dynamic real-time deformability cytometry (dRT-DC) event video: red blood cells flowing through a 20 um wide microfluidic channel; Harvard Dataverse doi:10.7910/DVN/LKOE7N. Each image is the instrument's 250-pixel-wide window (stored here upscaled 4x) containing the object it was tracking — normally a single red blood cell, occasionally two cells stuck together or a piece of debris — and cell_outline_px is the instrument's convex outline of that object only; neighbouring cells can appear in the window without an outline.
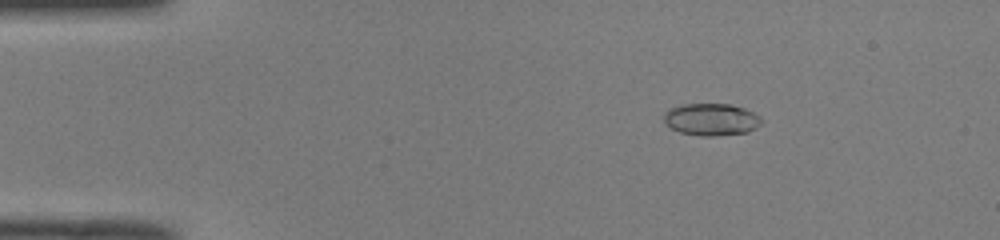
{"species": "common noctule bat (a hibernating species)", "species_latin": "Nyctalus noctula", "temperature_condition": "room temperature", "stored_images_in_passage": 51, "camera_frame_rate_fps": 3000, "um_per_image_px": 0.085, "animal": {"sex": "male", "body_mass_g": 19.0, "forearm_length_mm": 50.8}, "frame": {"image": 1, "passage_image": 8, "time_ms": 2.333, "image_size_px": [1000, 240], "cell_outline_px": [[764, 120], [760, 124], [748, 132], [716, 136], [700, 136], [680, 132], [664, 124], [664, 112], [668, 108], [680, 104], [732, 104], [744, 108], [760, 116]], "centroid_in_image_um": [60.44, 10.15], "position_along_channel_um": 24.6, "area_um2": 18.5}}
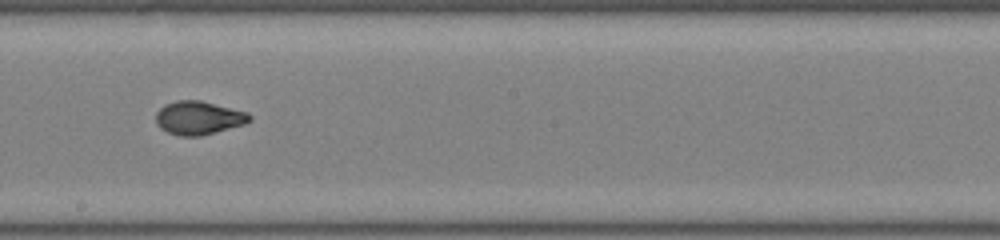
{"frame": {"image": 2, "passage_image": 29, "time_ms": 9.333, "image_size_px": [1000, 240], "cell_outline_px": [[252, 120], [244, 124], [200, 136], [180, 136], [168, 132], [160, 128], [156, 124], [156, 112], [164, 104], [176, 100], [200, 100], [248, 112], [252, 116]], "centroid_in_image_um": [16.87, 10.01], "position_along_channel_um": 231.3, "area_um2": 18.32}}
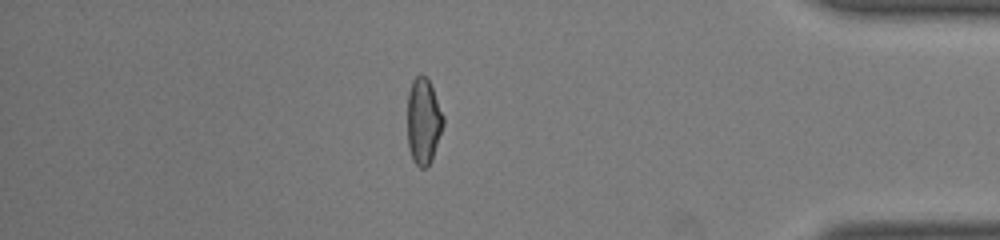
{"frame": {"image": 3, "passage_image": 44, "time_ms": 14.333, "image_size_px": [1000, 240], "cell_outline_px": [[444, 124], [432, 160], [424, 168], [420, 168], [412, 160], [408, 148], [408, 92], [412, 80], [420, 72], [428, 80], [432, 88], [444, 116]], "centroid_in_image_um": [35.99, 10.31], "position_along_channel_um": 399.2, "area_um2": 18.03}, "authors_computed_cell_mechanics": {"area_um2": 18.0336, "velocity_mm_per_s": 4.0246, "shape_relaxation_time_tau1_ms": 5.623, "shape_relaxation_time_tau2_ms": 0.8025, "deformation_change_tau1": 0.2141, "deformation_change_tau2": 0.0373}}